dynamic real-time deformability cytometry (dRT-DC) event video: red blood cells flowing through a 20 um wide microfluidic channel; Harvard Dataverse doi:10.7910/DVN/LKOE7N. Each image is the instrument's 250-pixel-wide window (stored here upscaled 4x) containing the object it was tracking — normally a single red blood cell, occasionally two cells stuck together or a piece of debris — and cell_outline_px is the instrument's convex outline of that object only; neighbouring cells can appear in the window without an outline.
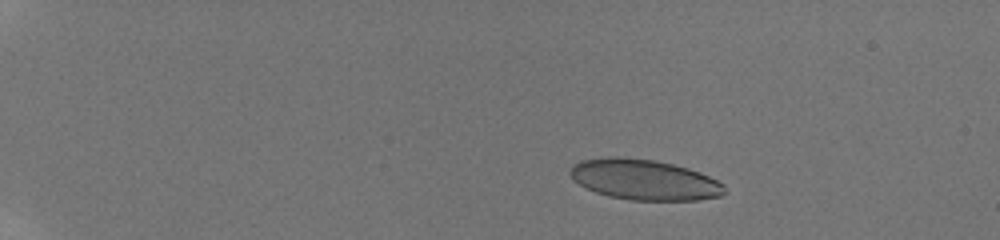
{"species": "human", "species_latin": "Homo sapiens", "temperature_condition": "room temperature", "stored_images_in_passage": 9, "camera_frame_rate_fps": 3000, "um_per_image_px": 0.085, "donor": {"sex": "male"}, "frame": {"image": 1, "passage_image": 4, "time_ms": 3.333, "image_size_px": [1000, 240], "cell_outline_px": [[728, 192], [720, 196], [696, 200], [628, 200], [608, 196], [596, 192], [580, 184], [568, 172], [572, 164], [580, 160], [608, 156], [624, 156], [656, 160], [688, 168], [700, 172], [724, 184]], "centroid_in_image_um": [54.76, 15.26], "position_along_channel_um": 30.2, "area_um2": 36.7}}
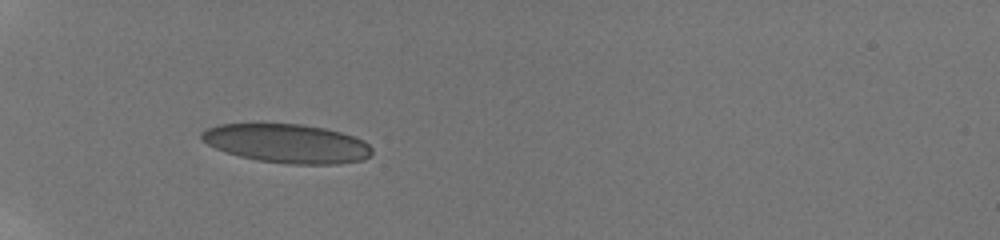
{"frame": {"image": 2, "passage_image": 7, "time_ms": 6.667, "image_size_px": [1000, 240], "cell_outline_px": [[372, 152], [364, 160], [336, 164], [288, 164], [256, 160], [240, 156], [216, 148], [200, 140], [200, 132], [216, 124], [304, 124], [324, 128], [340, 132], [364, 140], [372, 148]], "centroid_in_image_um": [24.39, 12.19], "position_along_channel_um": 60.6, "area_um2": 38.61}}
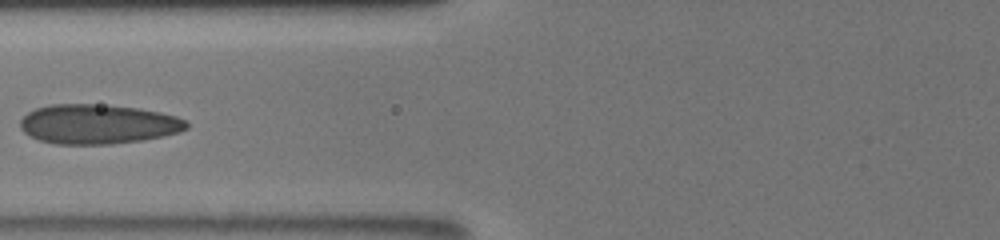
{"frame": {"image": 3, "passage_image": 9, "time_ms": 8.667, "image_size_px": [1000, 240], "cell_outline_px": [[188, 128], [180, 132], [164, 136], [144, 140], [112, 144], [56, 144], [40, 140], [24, 132], [20, 128], [20, 120], [28, 112], [36, 108], [52, 104], [96, 104], [140, 108], [160, 112], [176, 116], [184, 120], [188, 124]], "centroid_in_image_um": [8.34, 10.55], "position_along_channel_um": 117.5, "area_um2": 38.44}}